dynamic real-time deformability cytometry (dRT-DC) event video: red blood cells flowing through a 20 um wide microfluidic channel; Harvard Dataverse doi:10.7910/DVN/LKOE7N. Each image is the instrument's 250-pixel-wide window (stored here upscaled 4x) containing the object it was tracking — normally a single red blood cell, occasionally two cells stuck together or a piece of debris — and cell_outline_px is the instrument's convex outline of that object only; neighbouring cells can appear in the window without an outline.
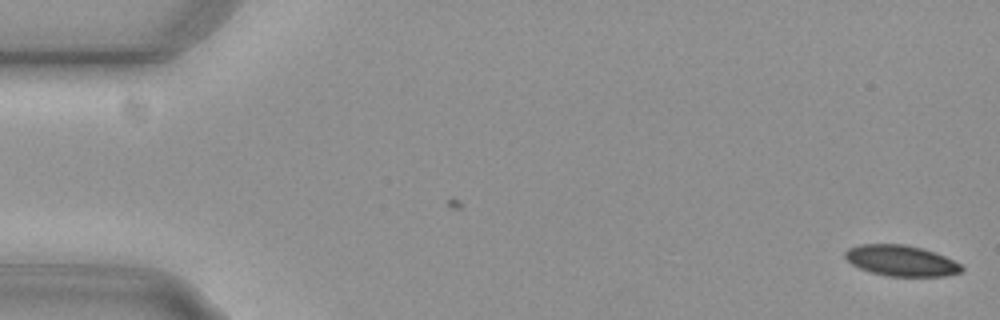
{"species": "common noctule bat (a hibernating species)", "species_latin": "Nyctalus noctula", "temperature_condition": "cold", "stored_images_in_passage": 55, "camera_frame_rate_fps": 3000, "um_per_image_px": 0.085, "animal": {"sex": "female", "body_mass_g": 29.2, "forearm_length_mm": 56.3}, "frame": {"image": 1, "passage_image": 1, "time_ms": 0.0, "image_size_px": [1000, 320], "cell_outline_px": [[964, 272], [944, 276], [888, 276], [872, 272], [860, 268], [852, 264], [844, 256], [844, 252], [848, 248], [860, 244], [904, 244], [936, 252], [960, 264], [964, 268]], "centroid_in_image_um": [76.61, 22.15], "position_along_channel_um": 8.4, "area_um2": 20.87}}
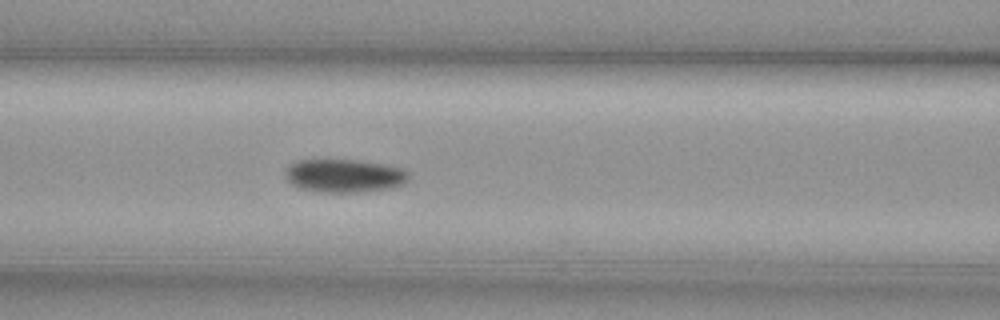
{"frame": {"image": 2, "passage_image": 23, "time_ms": 7.333, "image_size_px": [1000, 320], "cell_outline_px": [[408, 180], [404, 184], [388, 188], [360, 192], [320, 192], [300, 188], [292, 184], [284, 176], [284, 172], [296, 160], [356, 160], [388, 164], [404, 168], [408, 172]], "centroid_in_image_um": [29.29, 14.93], "position_along_channel_um": 137.3, "area_um2": 23.99}}
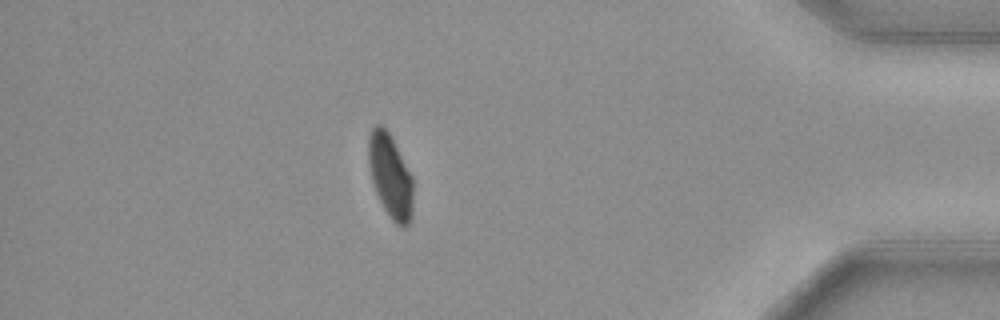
{"frame": {"image": 3, "passage_image": 48, "time_ms": 15.667, "image_size_px": [1000, 320], "cell_outline_px": [[412, 216], [408, 224], [404, 228], [396, 224], [388, 216], [376, 192], [372, 180], [368, 164], [368, 136], [372, 128], [376, 124], [380, 124], [388, 132], [412, 176]], "centroid_in_image_um": [33.16, 14.98], "position_along_channel_um": 402.0, "area_um2": 21.56}, "authors_computed_cell_mechanics": {"area_um2": 23.0622, "velocity_mm_per_s": 3.7249, "shape_relaxation_time_tau1_ms": 4.4175, "shape_relaxation_time_tau2_ms": null, "deformation_change_tau1": 0.0913, "deformation_change_tau2": null}}